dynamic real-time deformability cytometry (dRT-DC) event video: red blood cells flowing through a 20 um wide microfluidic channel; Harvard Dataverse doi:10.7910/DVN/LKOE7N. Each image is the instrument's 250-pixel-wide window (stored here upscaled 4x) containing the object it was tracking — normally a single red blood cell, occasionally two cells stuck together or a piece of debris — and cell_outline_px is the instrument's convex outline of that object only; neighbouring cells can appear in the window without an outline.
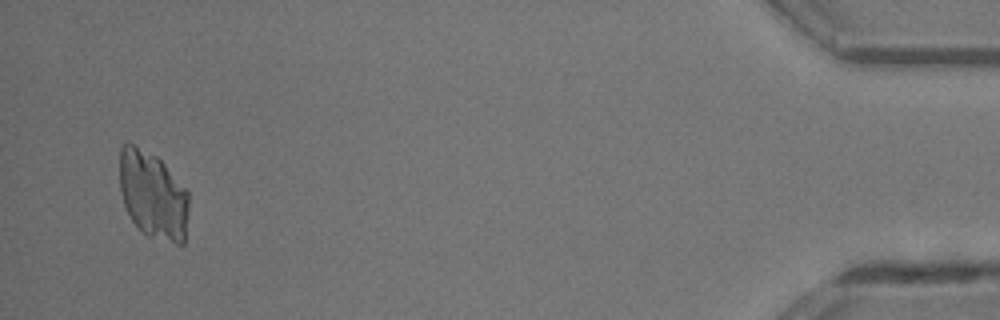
{"species": "common noctule bat (a hibernating species)", "species_latin": "Nyctalus noctula", "temperature_condition": "room temperature", "stored_images_in_passage": 32, "camera_frame_rate_fps": 3000, "um_per_image_px": 0.085, "animal": {"sex": "male", "body_mass_g": 13.3}, "frame": {"image": 1, "passage_image": 31, "time_ms": 10.0, "image_size_px": [1000, 320], "cell_outline_px": [[188, 208], [184, 244], [176, 244], [148, 236], [132, 220], [124, 204], [120, 192], [120, 148], [124, 144], [132, 144], [156, 156], [164, 164], [188, 192]], "centroid_in_image_um": [13.0, 16.6], "position_along_channel_um": 422.2, "area_um2": 34.85}}